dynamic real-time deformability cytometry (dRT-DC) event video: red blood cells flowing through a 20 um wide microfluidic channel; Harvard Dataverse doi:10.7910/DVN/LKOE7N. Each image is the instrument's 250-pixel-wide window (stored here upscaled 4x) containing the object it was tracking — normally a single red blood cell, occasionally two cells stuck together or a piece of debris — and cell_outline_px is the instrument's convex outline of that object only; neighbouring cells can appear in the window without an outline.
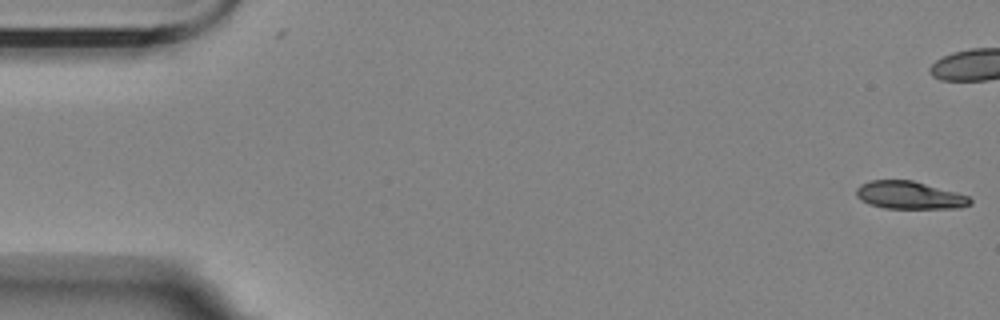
{"species": "Egyptian fruit bat (a non-hibernating species)", "species_latin": "Rousettus aegyptiacus", "temperature_condition": "room temperature", "stored_images_in_passage": 7, "segment_of_instrument_passage": [1, 2], "camera_frame_rate_fps": 3000, "um_per_image_px": 0.085, "animal": {"sex": "female"}, "frame": {"image": 1, "passage_image": 1, "time_ms": 0.0, "image_size_px": [1000, 320], "cell_outline_px": [[972, 204], [960, 208], [884, 208], [868, 204], [860, 200], [856, 196], [856, 188], [860, 184], [868, 180], [912, 180], [956, 192], [968, 196], [972, 200]], "centroid_in_image_um": [77.27, 16.59], "position_along_channel_um": 7.7, "area_um2": 18.5}}
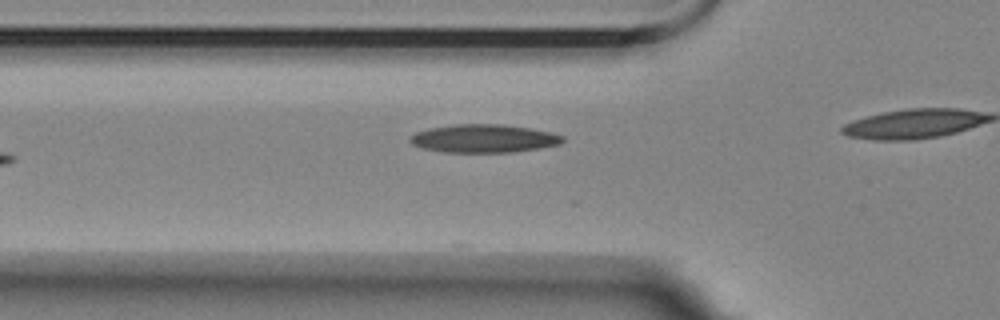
{"frame": {"image": 2, "passage_image": 6, "time_ms": 7.333, "image_size_px": [1000, 320], "cell_outline_px": [[564, 140], [560, 144], [540, 148], [512, 152], [444, 152], [424, 148], [412, 144], [408, 140], [408, 136], [416, 132], [428, 128], [456, 124], [504, 124], [552, 132], [564, 136]], "centroid_in_image_um": [41.11, 11.77], "position_along_channel_um": 84.7, "area_um2": 25.14}}